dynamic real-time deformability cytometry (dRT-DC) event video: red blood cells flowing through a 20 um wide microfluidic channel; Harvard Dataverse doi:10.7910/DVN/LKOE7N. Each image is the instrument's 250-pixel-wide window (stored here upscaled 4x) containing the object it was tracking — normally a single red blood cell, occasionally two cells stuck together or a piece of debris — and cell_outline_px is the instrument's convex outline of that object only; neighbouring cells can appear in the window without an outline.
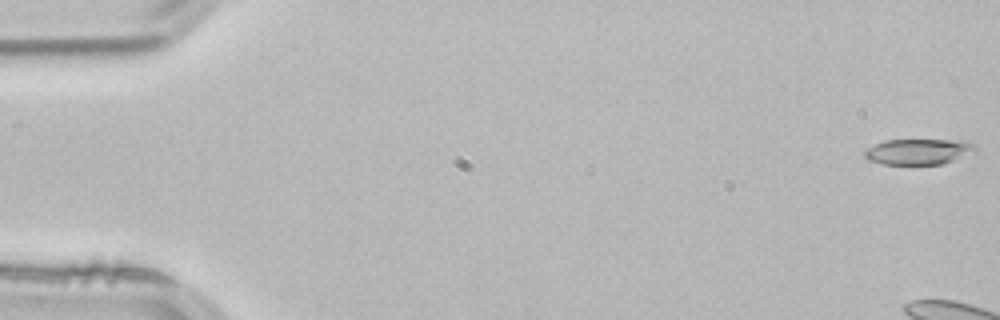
{"species": "common noctule bat (a hibernating species)", "species_latin": "Nyctalus noctula", "temperature_condition": "room temperature", "stored_images_in_passage": 3, "camera_frame_rate_fps": 3000, "um_per_image_px": 0.085, "animal": {"sex": "male", "body_mass_g": 21.5, "forearm_length_mm": 52.0}, "frame": {"image": 1, "passage_image": 1, "time_ms": 0.0, "image_size_px": [1000, 320], "cell_outline_px": [[980, 148], [976, 152], [944, 164], [880, 164], [868, 160], [864, 156], [864, 148], [884, 140], [968, 140], [976, 144]], "centroid_in_image_um": [78.12, 12.88], "position_along_channel_um": 6.9, "area_um2": 17.11}}